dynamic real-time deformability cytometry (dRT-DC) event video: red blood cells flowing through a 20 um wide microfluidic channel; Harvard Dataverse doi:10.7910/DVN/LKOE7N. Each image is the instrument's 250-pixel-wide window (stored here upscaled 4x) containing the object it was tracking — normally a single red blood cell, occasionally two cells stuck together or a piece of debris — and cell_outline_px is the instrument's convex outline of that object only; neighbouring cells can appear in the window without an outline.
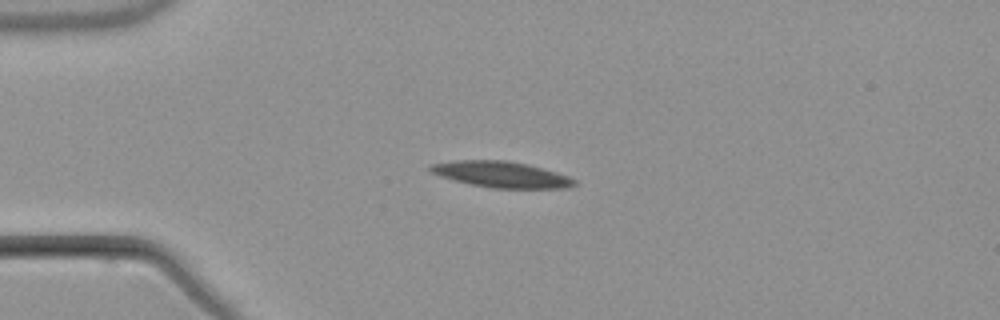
{"species": "common noctule bat (a hibernating species)", "species_latin": "Nyctalus noctula", "temperature_condition": "warm", "stored_images_in_passage": 9, "camera_frame_rate_fps": 3000, "um_per_image_px": 0.085, "animal": {"sex": "male", "body_mass_g": 21.5, "forearm_length_mm": 52.0}, "frame": {"image": 1, "passage_image": 3, "time_ms": 3.333, "image_size_px": [1000, 320], "cell_outline_px": [[576, 184], [568, 188], [492, 188], [472, 184], [440, 176], [432, 172], [428, 168], [432, 164], [456, 160], [504, 160], [528, 164], [556, 172], [568, 176], [576, 180]], "centroid_in_image_um": [42.64, 14.82], "position_along_channel_um": 42.4, "area_um2": 21.62}}
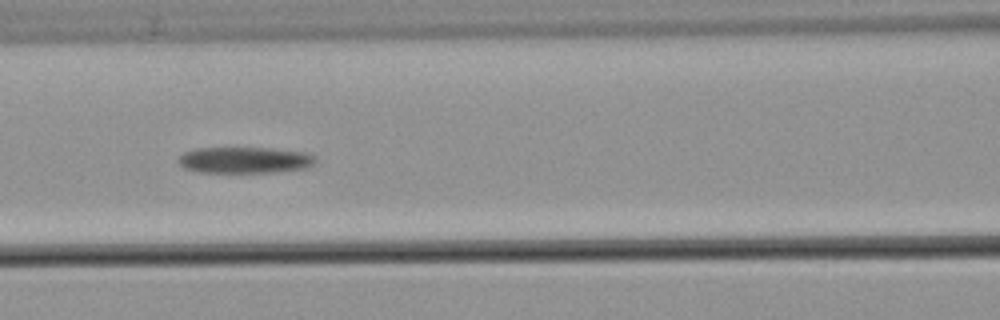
{"frame": {"image": 2, "passage_image": 6, "time_ms": 7.0, "image_size_px": [1000, 320], "cell_outline_px": [[316, 160], [308, 168], [280, 172], [200, 172], [184, 168], [176, 160], [184, 152], [196, 148], [272, 148], [308, 152], [316, 156]], "centroid_in_image_um": [20.84, 13.6], "position_along_channel_um": 145.8, "area_um2": 21.21}}